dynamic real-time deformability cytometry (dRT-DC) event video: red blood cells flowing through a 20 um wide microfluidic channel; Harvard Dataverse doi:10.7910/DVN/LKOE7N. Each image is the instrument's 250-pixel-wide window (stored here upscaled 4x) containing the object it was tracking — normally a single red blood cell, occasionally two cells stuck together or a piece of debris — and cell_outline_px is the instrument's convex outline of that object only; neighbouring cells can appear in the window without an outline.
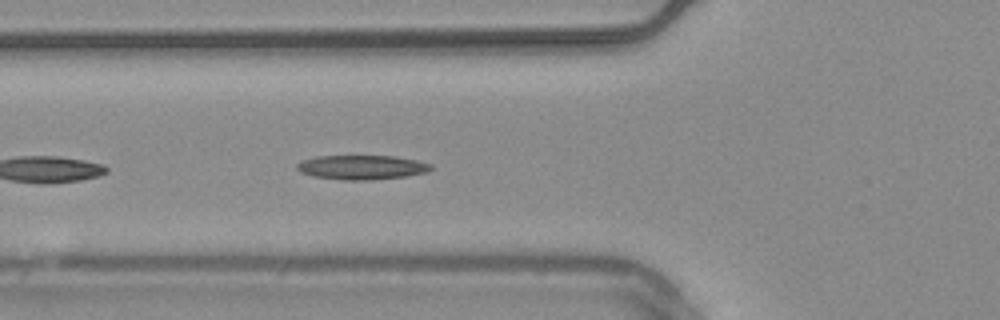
{"species": "common noctule bat (a hibernating species)", "species_latin": "Nyctalus noctula", "temperature_condition": "warm", "stored_images_in_passage": 11, "camera_frame_rate_fps": 3000, "um_per_image_px": 0.085, "animal": {"sex": "male", "body_mass_g": 20.4}, "frame": {"image": 1, "passage_image": 5, "time_ms": 1.333, "image_size_px": [1000, 320], "cell_outline_px": [[432, 168], [428, 172], [408, 176], [372, 180], [340, 180], [312, 176], [300, 172], [296, 168], [296, 164], [304, 160], [316, 156], [396, 156], [416, 160], [432, 164]], "centroid_in_image_um": [30.76, 14.23], "position_along_channel_um": 95.0, "area_um2": 19.19}}